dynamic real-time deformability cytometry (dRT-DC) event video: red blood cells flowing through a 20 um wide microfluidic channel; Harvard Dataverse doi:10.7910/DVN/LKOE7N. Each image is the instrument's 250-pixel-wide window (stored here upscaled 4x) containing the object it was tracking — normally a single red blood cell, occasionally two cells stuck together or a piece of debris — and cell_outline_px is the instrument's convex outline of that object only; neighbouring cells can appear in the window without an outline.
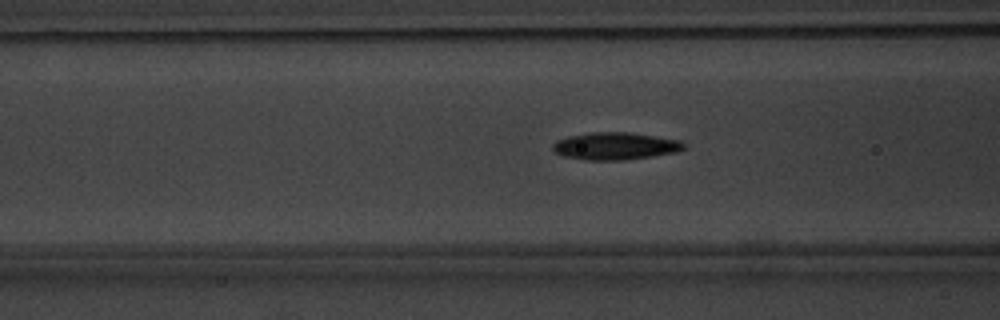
{"species": "common noctule bat (a hibernating species)", "species_latin": "Nyctalus noctula", "temperature_condition": "warm", "stored_images_in_passage": 37, "camera_frame_rate_fps": 3000, "um_per_image_px": 0.085, "animal": {"sex": "male", "body_mass_g": 20.1, "forearm_length_mm": 53.5}, "frame": {"image": 1, "passage_image": 5, "time_ms": 1.333, "image_size_px": [1000, 320], "cell_outline_px": [[688, 144], [684, 148], [676, 152], [652, 156], [624, 160], [584, 160], [564, 156], [552, 152], [552, 144], [556, 140], [568, 136], [588, 132], [628, 132], [680, 140]], "centroid_in_image_um": [52.26, 12.41], "position_along_channel_um": 114.3, "area_um2": 21.1}}
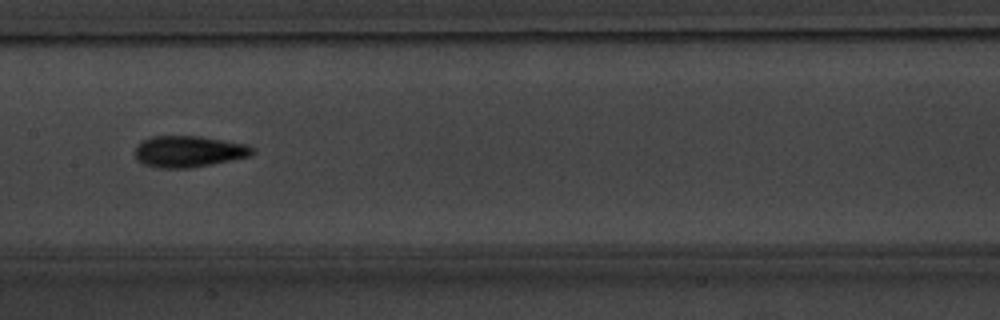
{"frame": {"image": 2, "passage_image": 11, "time_ms": 3.333, "image_size_px": [1000, 320], "cell_outline_px": [[256, 152], [248, 156], [188, 168], [160, 168], [144, 164], [136, 160], [136, 144], [140, 140], [152, 136], [200, 136], [248, 144], [256, 148]], "centroid_in_image_um": [16.02, 12.85], "position_along_channel_um": 191.4, "area_um2": 21.44}}
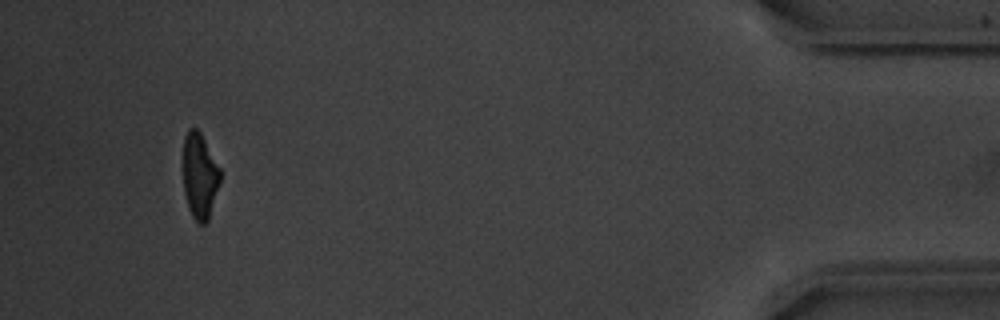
{"frame": {"image": 3, "passage_image": 34, "time_ms": 11.0, "image_size_px": [1000, 320], "cell_outline_px": [[220, 180], [208, 220], [204, 224], [200, 224], [192, 216], [188, 208], [184, 192], [184, 136], [188, 128], [196, 128], [200, 132], [220, 168]], "centroid_in_image_um": [16.97, 14.94], "position_along_channel_um": 418.2, "area_um2": 18.21}, "authors_computed_cell_mechanics": {"area_um2": 20.1722, "velocity_mm_per_s": 3.8331, "shape_relaxation_time_tau1_ms": 3.9035, "shape_relaxation_time_tau2_ms": 2.5538, "deformation_change_tau1": 0.1765, "deformation_change_tau2": 0.1057}}